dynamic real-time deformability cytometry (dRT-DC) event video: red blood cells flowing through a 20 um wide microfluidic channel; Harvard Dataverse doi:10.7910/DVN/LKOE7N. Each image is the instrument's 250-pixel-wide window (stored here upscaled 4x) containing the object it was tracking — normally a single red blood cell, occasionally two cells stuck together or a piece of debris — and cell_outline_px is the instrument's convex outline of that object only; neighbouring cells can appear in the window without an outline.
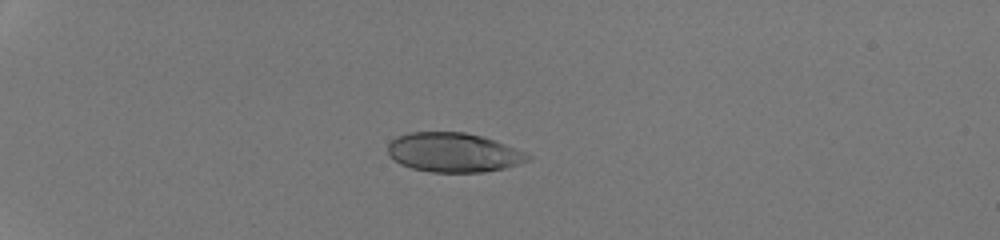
{"species": "human", "species_latin": "Homo sapiens", "temperature_condition": "room temperature", "stored_images_in_passage": 36, "camera_frame_rate_fps": 3000, "um_per_image_px": 0.085, "donor": {"sex": "male"}, "frame": {"image": 1, "passage_image": 1, "time_ms": 0.0, "image_size_px": [1000, 240], "cell_outline_px": [[532, 156], [528, 160], [504, 168], [484, 172], [432, 172], [412, 168], [400, 164], [388, 152], [388, 144], [396, 136], [408, 132], [464, 132], [484, 136], [528, 152]], "centroid_in_image_um": [38.57, 12.95], "position_along_channel_um": 46.4, "area_um2": 32.14}}
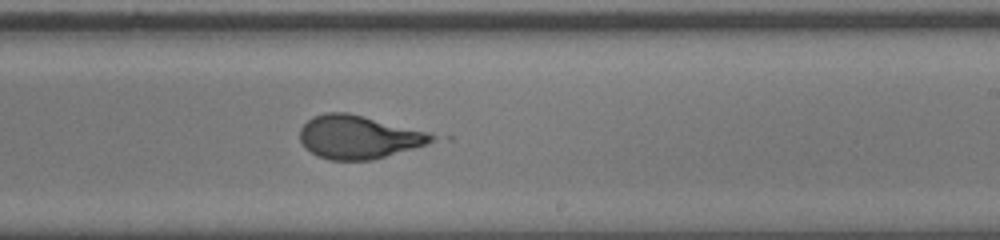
{"frame": {"image": 2, "passage_image": 20, "time_ms": 6.333, "image_size_px": [1000, 240], "cell_outline_px": [[440, 136], [436, 140], [428, 144], [372, 160], [332, 160], [316, 156], [300, 140], [300, 128], [312, 116], [324, 112], [348, 112], [432, 132]], "centroid_in_image_um": [30.54, 11.63], "position_along_channel_um": 258.5, "area_um2": 33.64}}
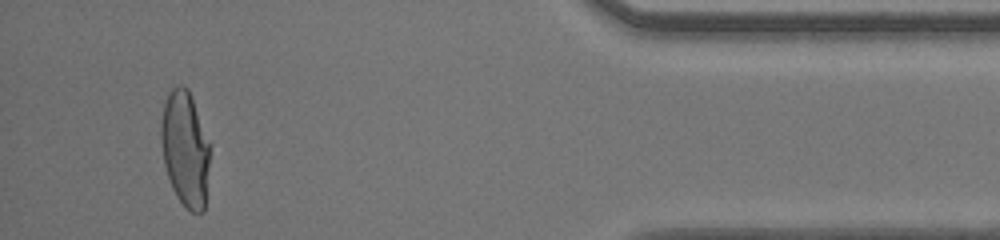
{"frame": {"image": 3, "passage_image": 34, "time_ms": 11.0, "image_size_px": [1000, 240], "cell_outline_px": [[212, 144], [204, 212], [192, 212], [176, 196], [172, 188], [164, 164], [160, 140], [160, 124], [164, 104], [168, 92], [176, 84], [184, 84], [188, 88]], "centroid_in_image_um": [15.76, 12.6], "position_along_channel_um": 419.4, "area_um2": 33.7}, "authors_computed_cell_mechanics": {"area_um2": 33.4662, "velocity_mm_per_s": 4.3395, "shape_relaxation_time_tau1_ms": 9.4356, "shape_relaxation_time_tau2_ms": null, "deformation_change_tau1": 0.3548, "deformation_change_tau2": null}}